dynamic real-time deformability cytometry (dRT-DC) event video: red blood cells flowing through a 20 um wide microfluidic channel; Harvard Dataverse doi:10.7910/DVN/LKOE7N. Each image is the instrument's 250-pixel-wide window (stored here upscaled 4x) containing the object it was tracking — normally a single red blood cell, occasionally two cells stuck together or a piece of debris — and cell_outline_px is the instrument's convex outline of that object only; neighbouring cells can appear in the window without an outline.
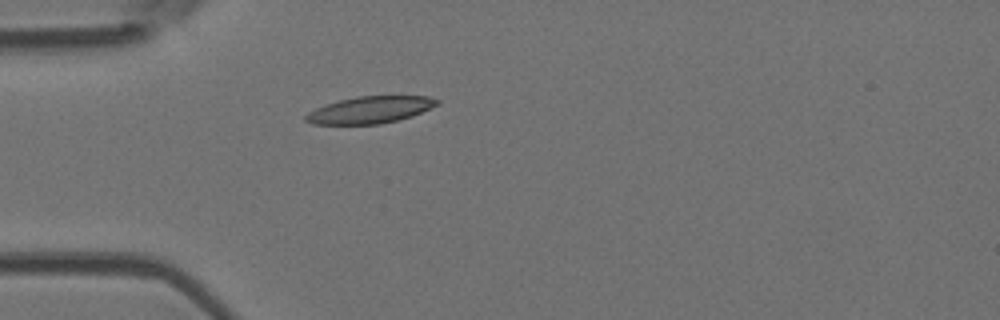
{"species": "Egyptian fruit bat (a non-hibernating species)", "species_latin": "Rousettus aegyptiacus", "temperature_condition": "room temperature", "stored_images_in_passage": 1, "camera_frame_rate_fps": 3000, "um_per_image_px": 0.085, "animal": {"sex": "female"}, "frame": {"image": 1, "passage_image": 1, "time_ms": 0.0, "image_size_px": [1000, 320], "cell_outline_px": [[440, 104], [412, 116], [380, 124], [312, 124], [304, 120], [304, 116], [308, 112], [316, 108], [340, 100], [356, 96], [428, 96], [440, 100]], "centroid_in_image_um": [31.47, 9.33], "position_along_channel_um": 53.5, "area_um2": 20.52}}